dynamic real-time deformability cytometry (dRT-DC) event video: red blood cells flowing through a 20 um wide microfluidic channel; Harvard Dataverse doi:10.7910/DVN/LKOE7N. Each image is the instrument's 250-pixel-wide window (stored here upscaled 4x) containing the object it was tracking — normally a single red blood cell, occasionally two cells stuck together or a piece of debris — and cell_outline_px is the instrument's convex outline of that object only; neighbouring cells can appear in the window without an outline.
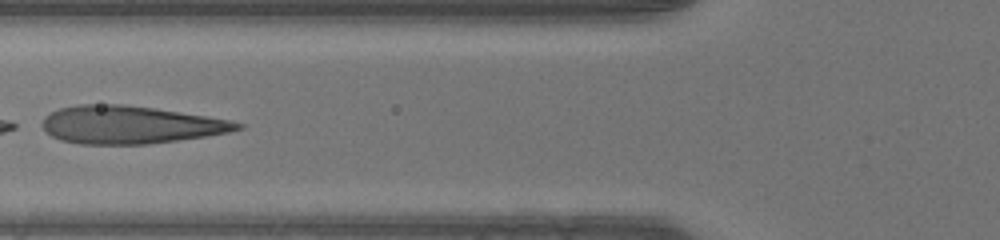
{"species": "human", "species_latin": "Homo sapiens", "temperature_condition": "warm", "stored_images_in_passage": 24, "camera_frame_rate_fps": 3000, "um_per_image_px": 0.085, "donor": {"sex": "male"}, "frame": {"image": 1, "passage_image": 17, "time_ms": 5.333, "image_size_px": [1000, 240], "cell_outline_px": [[244, 128], [228, 132], [204, 136], [148, 144], [80, 144], [60, 140], [52, 136], [40, 124], [44, 116], [60, 108], [76, 104], [120, 104], [152, 108], [204, 116], [228, 120], [244, 124]], "centroid_in_image_um": [11.01, 10.61], "position_along_channel_um": 114.8, "area_um2": 42.54}}
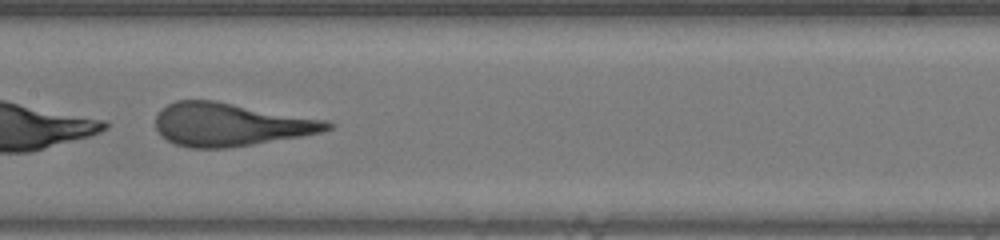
{"frame": {"image": 2, "passage_image": 22, "time_ms": 7.0, "image_size_px": [1000, 240], "cell_outline_px": [[336, 124], [332, 128], [324, 132], [228, 148], [192, 148], [176, 144], [168, 140], [156, 128], [156, 116], [168, 104], [176, 100], [216, 100], [328, 120]], "centroid_in_image_um": [19.64, 10.57], "position_along_channel_um": 187.8, "area_um2": 43.06}}